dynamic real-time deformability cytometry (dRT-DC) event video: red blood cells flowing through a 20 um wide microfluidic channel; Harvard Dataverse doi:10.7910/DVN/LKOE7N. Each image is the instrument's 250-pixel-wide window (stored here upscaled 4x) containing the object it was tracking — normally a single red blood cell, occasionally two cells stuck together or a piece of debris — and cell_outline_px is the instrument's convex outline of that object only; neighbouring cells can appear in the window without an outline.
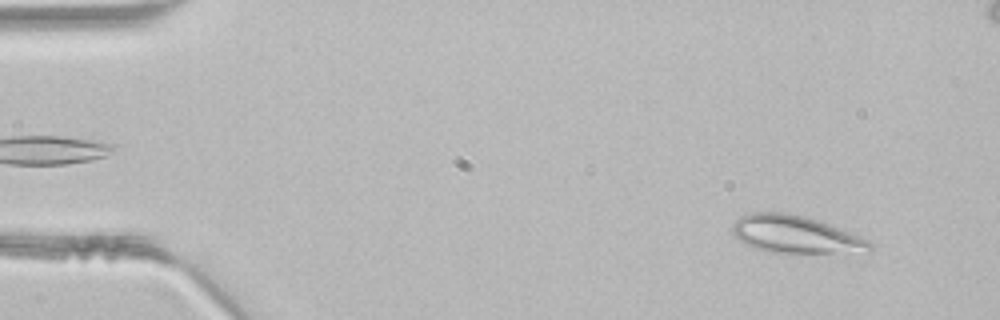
{"species": "common noctule bat (a hibernating species)", "species_latin": "Nyctalus noctula", "temperature_condition": "room temperature", "stored_images_in_passage": 46, "camera_frame_rate_fps": 3000, "um_per_image_px": 0.085, "animal": {"sex": "male", "body_mass_g": 21.5, "forearm_length_mm": 52.0}, "frame": {"image": 1, "passage_image": 3, "time_ms": 0.667, "image_size_px": [1000, 320], "cell_outline_px": [[872, 252], [768, 252], [744, 244], [732, 232], [732, 224], [740, 216], [752, 212], [784, 212], [804, 216], [820, 220], [868, 240], [872, 244]], "centroid_in_image_um": [67.6, 19.91], "position_along_channel_um": 17.4, "area_um2": 29.82}}
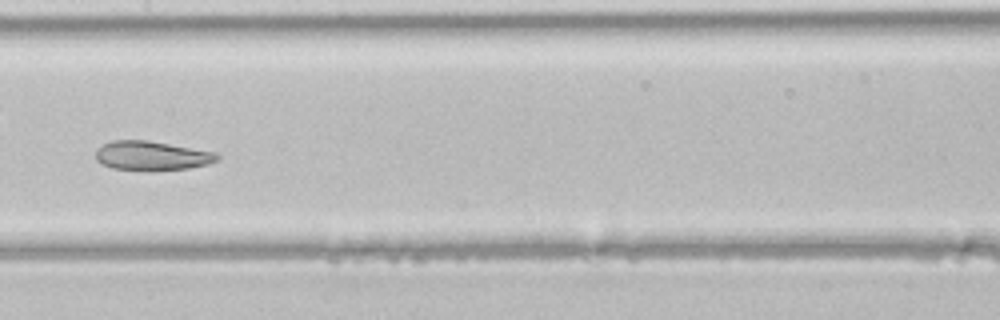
{"frame": {"image": 2, "passage_image": 22, "time_ms": 7.0, "image_size_px": [1000, 320], "cell_outline_px": [[220, 160], [208, 164], [188, 168], [112, 168], [100, 164], [96, 160], [96, 148], [112, 140], [148, 140], [216, 152], [220, 156]], "centroid_in_image_um": [12.9, 13.19], "position_along_channel_um": 194.5, "area_um2": 20.11}}
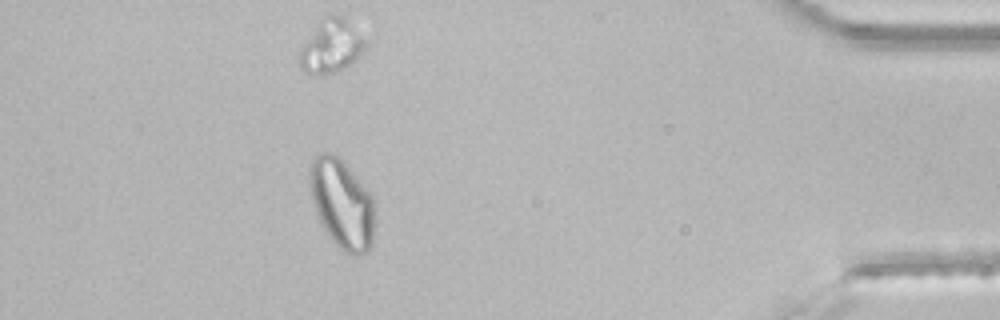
{"frame": {"image": 3, "passage_image": 40, "time_ms": 13.0, "image_size_px": [1000, 320], "cell_outline_px": [[372, 244], [368, 252], [360, 256], [352, 256], [344, 252], [332, 240], [320, 224], [312, 200], [308, 184], [308, 168], [316, 152], [328, 152], [344, 160], [372, 196]], "centroid_in_image_um": [29.01, 17.29], "position_along_channel_um": 406.2, "area_um2": 34.1}}